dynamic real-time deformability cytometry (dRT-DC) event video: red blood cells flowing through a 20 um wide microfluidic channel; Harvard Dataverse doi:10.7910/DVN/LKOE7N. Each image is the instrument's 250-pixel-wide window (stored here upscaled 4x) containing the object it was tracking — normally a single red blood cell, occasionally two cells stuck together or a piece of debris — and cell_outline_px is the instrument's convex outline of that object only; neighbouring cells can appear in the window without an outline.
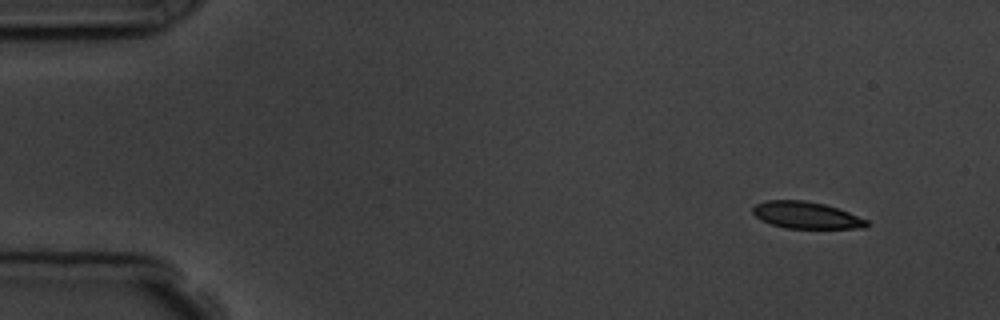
{"species": "common noctule bat (a hibernating species)", "species_latin": "Nyctalus noctula", "temperature_condition": "room temperature", "stored_images_in_passage": 5, "camera_frame_rate_fps": 3000, "um_per_image_px": 0.085, "animal": {"sex": "male", "body_mass_g": 19.5, "forearm_length_mm": 54.6}, "frame": {"image": 1, "passage_image": 1, "time_ms": 0.0, "image_size_px": [1000, 320], "cell_outline_px": [[868, 224], [864, 228], [784, 228], [760, 220], [752, 212], [752, 208], [756, 204], [764, 200], [804, 200], [824, 204], [848, 212], [868, 220]], "centroid_in_image_um": [68.49, 18.29], "position_along_channel_um": 16.5, "area_um2": 17.74}}
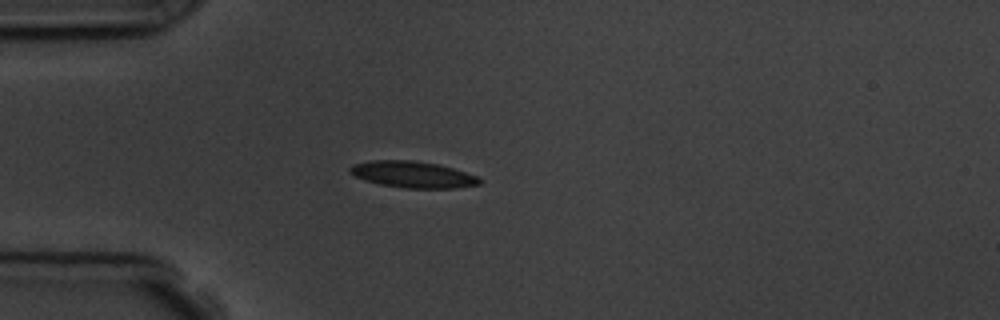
{"frame": {"image": 2, "passage_image": 4, "time_ms": 3.333, "image_size_px": [1000, 320], "cell_outline_px": [[484, 180], [480, 184], [456, 188], [404, 188], [380, 184], [356, 176], [348, 172], [348, 168], [352, 164], [372, 160], [412, 160], [440, 164], [476, 176]], "centroid_in_image_um": [35.09, 14.82], "position_along_channel_um": 49.9, "area_um2": 19.94}}